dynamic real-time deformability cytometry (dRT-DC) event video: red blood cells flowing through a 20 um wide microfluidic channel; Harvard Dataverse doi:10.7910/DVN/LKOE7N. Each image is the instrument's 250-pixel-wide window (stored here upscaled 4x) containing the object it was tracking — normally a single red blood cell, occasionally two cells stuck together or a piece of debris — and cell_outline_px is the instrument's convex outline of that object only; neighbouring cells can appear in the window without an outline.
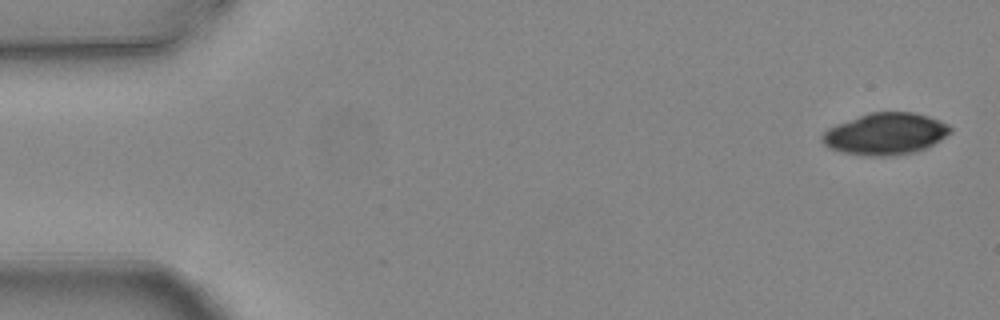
{"species": "common noctule bat (a hibernating species)", "species_latin": "Nyctalus noctula", "temperature_condition": "warm", "stored_images_in_passage": 5, "camera_frame_rate_fps": 3000, "um_per_image_px": 0.085, "animal": {"sex": "female", "body_mass_g": 24.6, "forearm_length_mm": 56.2}, "frame": {"image": 1, "passage_image": 1, "time_ms": 0.0, "image_size_px": [1000, 320], "cell_outline_px": [[952, 132], [928, 148], [916, 152], [892, 156], [868, 156], [844, 152], [828, 148], [820, 140], [820, 136], [828, 128], [836, 124], [868, 112], [912, 112], [928, 116], [940, 120], [948, 124], [952, 128]], "centroid_in_image_um": [75.27, 11.38], "position_along_channel_um": 9.7, "area_um2": 31.5}}
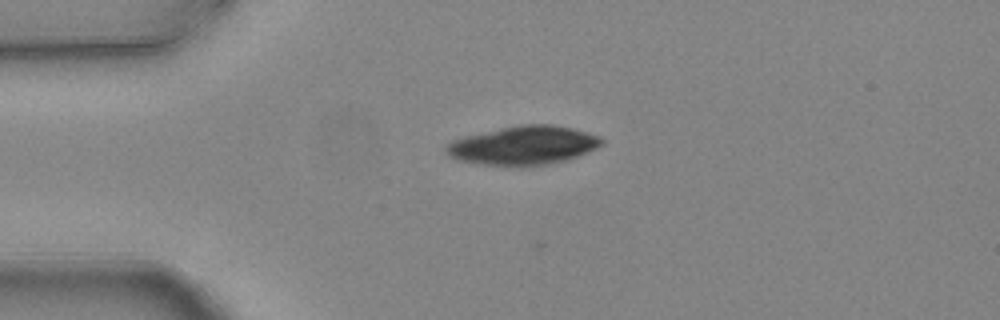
{"frame": {"image": 2, "passage_image": 4, "time_ms": 1.0, "image_size_px": [1000, 320], "cell_outline_px": [[604, 144], [596, 148], [568, 160], [548, 164], [524, 168], [520, 168], [484, 164], [456, 160], [444, 152], [444, 148], [452, 140], [464, 136], [500, 128], [520, 124], [552, 124], [572, 128], [588, 132], [600, 136], [604, 140]], "centroid_in_image_um": [44.49, 12.38], "position_along_channel_um": 40.5, "area_um2": 35.78}}